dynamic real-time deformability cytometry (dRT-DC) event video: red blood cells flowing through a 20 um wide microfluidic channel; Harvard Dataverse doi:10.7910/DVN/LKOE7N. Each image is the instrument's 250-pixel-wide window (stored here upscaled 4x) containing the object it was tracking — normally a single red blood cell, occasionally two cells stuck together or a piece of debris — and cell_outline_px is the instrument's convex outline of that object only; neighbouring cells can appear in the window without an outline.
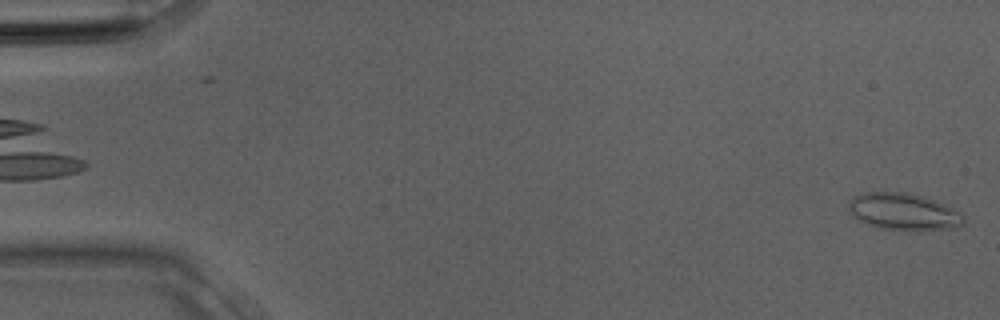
{"species": "Egyptian fruit bat (a non-hibernating species)", "species_latin": "Rousettus aegyptiacus", "temperature_condition": "room temperature", "stored_images_in_passage": 3, "camera_frame_rate_fps": 3000, "um_per_image_px": 0.085, "animal": {"sex": "male"}, "frame": {"image": 1, "passage_image": 3, "time_ms": 0.667, "image_size_px": [1000, 320], "cell_outline_px": [[964, 224], [956, 228], [928, 232], [912, 232], [880, 228], [868, 224], [852, 216], [848, 212], [848, 200], [852, 196], [864, 192], [904, 192], [924, 196], [944, 204], [960, 212], [964, 216]], "centroid_in_image_um": [76.82, 18.03], "position_along_channel_um": 8.2, "area_um2": 25.61}}